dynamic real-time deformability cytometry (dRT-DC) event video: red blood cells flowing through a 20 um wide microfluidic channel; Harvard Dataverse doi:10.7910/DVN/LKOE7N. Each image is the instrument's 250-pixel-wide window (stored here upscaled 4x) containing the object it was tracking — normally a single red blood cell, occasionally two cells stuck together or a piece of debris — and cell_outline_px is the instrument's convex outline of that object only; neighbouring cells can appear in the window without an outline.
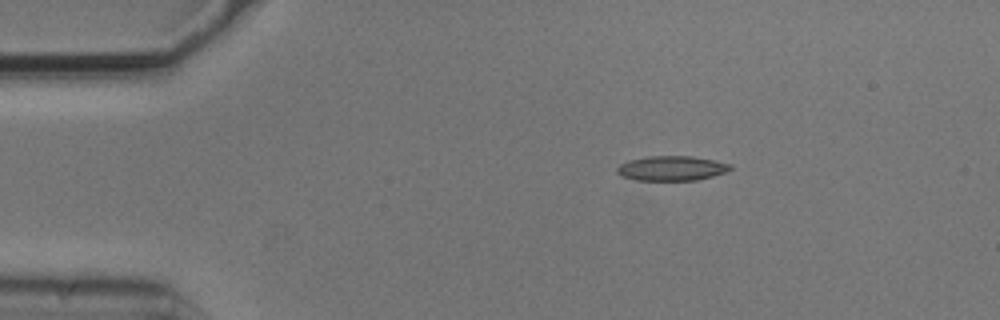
{"species": "common noctule bat (a hibernating species)", "species_latin": "Nyctalus noctula", "temperature_condition": "cold", "stored_images_in_passage": 46, "camera_frame_rate_fps": 3000, "um_per_image_px": 0.085, "animal": {"sex": "male", "body_mass_g": 20.5, "forearm_length_mm": 52.5}, "frame": {"image": 1, "passage_image": 1, "time_ms": 0.0, "image_size_px": [1000, 320], "cell_outline_px": [[732, 168], [724, 172], [712, 176], [696, 180], [636, 180], [620, 176], [616, 172], [616, 168], [620, 164], [628, 160], [648, 156], [692, 156], [732, 164]], "centroid_in_image_um": [57.04, 14.3], "position_along_channel_um": 28.0, "area_um2": 16.3}}
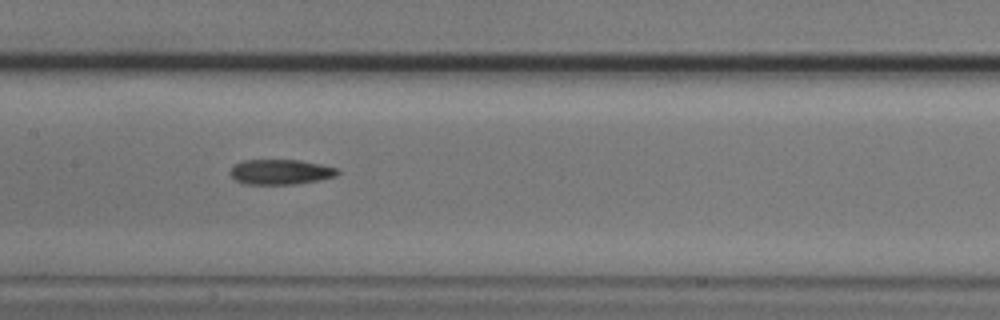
{"frame": {"image": 2, "passage_image": 18, "time_ms": 5.667, "image_size_px": [1000, 320], "cell_outline_px": [[340, 172], [336, 176], [320, 180], [296, 184], [244, 184], [236, 180], [228, 172], [232, 164], [244, 160], [300, 160], [340, 168]], "centroid_in_image_um": [23.85, 14.61], "position_along_channel_um": 183.6, "area_um2": 15.95}}
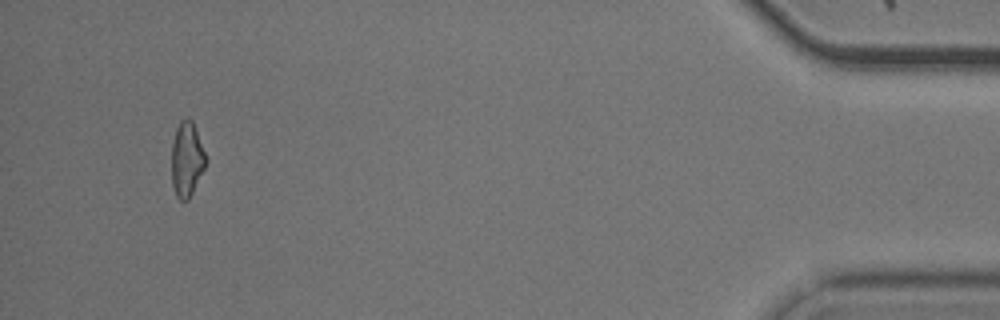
{"frame": {"image": 3, "passage_image": 43, "time_ms": 14.0, "image_size_px": [1000, 320], "cell_outline_px": [[208, 160], [188, 200], [180, 200], [176, 196], [172, 184], [172, 144], [176, 128], [180, 120], [192, 120]], "centroid_in_image_um": [15.87, 13.55], "position_along_channel_um": 419.3, "area_um2": 14.68}, "authors_computed_cell_mechanics": {"area_um2": 15.9817, "velocity_mm_per_s": 3.7292, "shape_relaxation_time_tau1_ms": 3.8308, "shape_relaxation_time_tau2_ms": 8.7034, "deformation_change_tau1": 0.1535, "deformation_change_tau2": 0.2205}}